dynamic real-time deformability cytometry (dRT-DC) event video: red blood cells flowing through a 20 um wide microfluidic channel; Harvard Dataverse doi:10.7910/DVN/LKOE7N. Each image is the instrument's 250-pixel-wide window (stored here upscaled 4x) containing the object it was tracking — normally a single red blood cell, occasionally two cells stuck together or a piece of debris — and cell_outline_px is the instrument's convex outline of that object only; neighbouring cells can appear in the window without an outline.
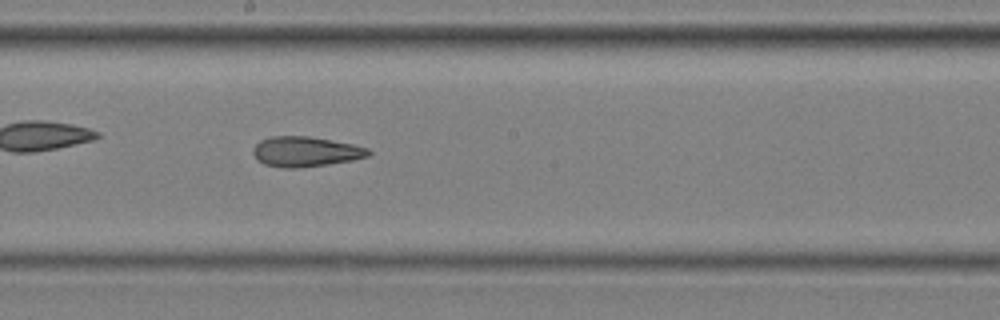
{"species": "common noctule bat (a hibernating species)", "species_latin": "Nyctalus noctula", "temperature_condition": "cold", "stored_images_in_passage": 50, "camera_frame_rate_fps": 3000, "um_per_image_px": 0.085, "animal": {"sex": "male", "body_mass_g": 20.4}, "frame": {"image": 1, "passage_image": 29, "time_ms": 9.333, "image_size_px": [1000, 320], "cell_outline_px": [[372, 152], [368, 156], [352, 160], [328, 164], [300, 168], [284, 168], [264, 164], [256, 160], [252, 152], [252, 148], [260, 140], [272, 136], [308, 136], [352, 144], [368, 148]], "centroid_in_image_um": [25.93, 12.89], "position_along_channel_um": 222.3, "area_um2": 20.29}}
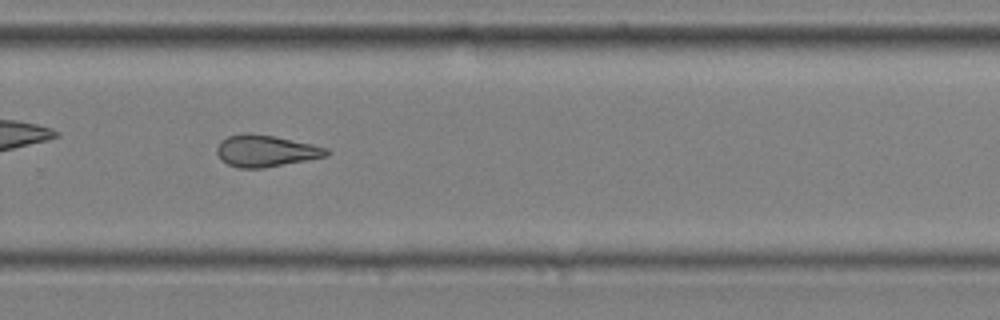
{"frame": {"image": 2, "passage_image": 36, "time_ms": 11.667, "image_size_px": [1000, 320], "cell_outline_px": [[332, 152], [328, 156], [264, 168], [240, 168], [228, 164], [220, 160], [216, 152], [216, 148], [220, 140], [228, 136], [244, 132], [252, 132], [312, 144], [328, 148]], "centroid_in_image_um": [22.57, 12.82], "position_along_channel_um": 307.2, "area_um2": 20.46}, "authors_computed_cell_mechanics": {"area_um2": 21.1837, "velocity_mm_per_s": 3.6563, "shape_relaxation_time_tau1_ms": null, "shape_relaxation_time_tau2_ms": 3.5264, "deformation_change_tau1": null, "deformation_change_tau2": 0.1266}}